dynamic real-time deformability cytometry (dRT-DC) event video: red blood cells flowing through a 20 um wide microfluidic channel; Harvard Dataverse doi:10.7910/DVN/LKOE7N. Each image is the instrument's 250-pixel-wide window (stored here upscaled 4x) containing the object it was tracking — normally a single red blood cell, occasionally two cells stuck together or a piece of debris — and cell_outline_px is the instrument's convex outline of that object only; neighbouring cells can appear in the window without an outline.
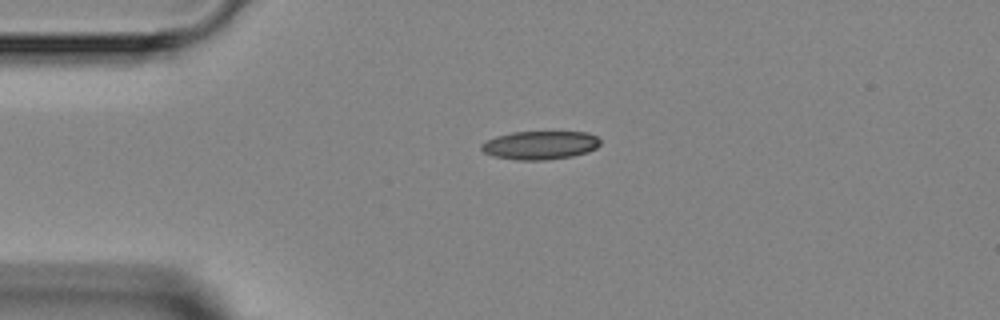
{"species": "Egyptian fruit bat (a non-hibernating species)", "species_latin": "Rousettus aegyptiacus", "temperature_condition": "room temperature", "stored_images_in_passage": 2, "camera_frame_rate_fps": 3000, "um_per_image_px": 0.085, "animal": {"sex": "female"}, "frame": {"image": 1, "passage_image": 1, "time_ms": 0.0, "image_size_px": [1000, 320], "cell_outline_px": [[600, 144], [596, 148], [588, 152], [572, 156], [544, 160], [516, 160], [492, 156], [484, 152], [480, 148], [480, 144], [496, 136], [512, 132], [588, 132], [596, 136], [600, 140]], "centroid_in_image_um": [45.9, 12.34], "position_along_channel_um": 39.1, "area_um2": 19.77}}